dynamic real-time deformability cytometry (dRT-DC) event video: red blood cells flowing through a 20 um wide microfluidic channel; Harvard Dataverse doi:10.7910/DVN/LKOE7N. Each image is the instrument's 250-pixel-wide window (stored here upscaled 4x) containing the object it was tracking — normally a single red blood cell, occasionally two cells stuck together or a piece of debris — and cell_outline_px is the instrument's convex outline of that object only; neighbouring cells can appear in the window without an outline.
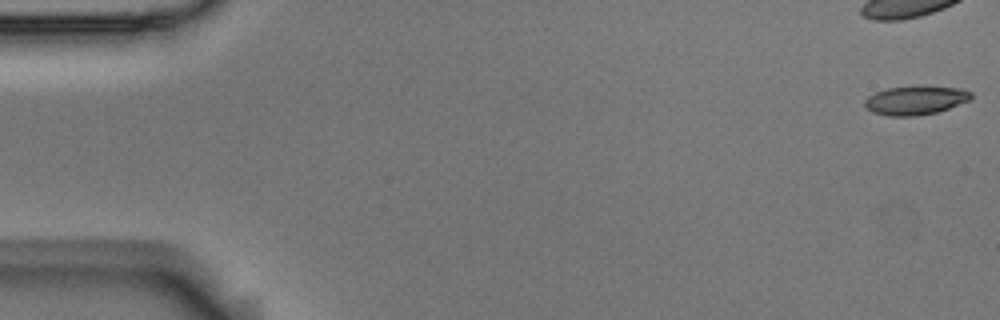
{"species": "Egyptian fruit bat (a non-hibernating species)", "species_latin": "Rousettus aegyptiacus", "temperature_condition": "room temperature", "stored_images_in_passage": 5, "camera_frame_rate_fps": 3000, "um_per_image_px": 0.085, "animal": {"sex": "male"}, "frame": {"image": 1, "passage_image": 1, "time_ms": 0.0, "image_size_px": [1000, 320], "cell_outline_px": [[972, 96], [968, 100], [948, 108], [936, 112], [916, 116], [888, 116], [872, 112], [864, 104], [864, 100], [868, 96], [876, 92], [888, 88], [920, 84], [960, 88], [972, 92]], "centroid_in_image_um": [77.81, 8.49], "position_along_channel_um": 7.2, "area_um2": 18.15}}